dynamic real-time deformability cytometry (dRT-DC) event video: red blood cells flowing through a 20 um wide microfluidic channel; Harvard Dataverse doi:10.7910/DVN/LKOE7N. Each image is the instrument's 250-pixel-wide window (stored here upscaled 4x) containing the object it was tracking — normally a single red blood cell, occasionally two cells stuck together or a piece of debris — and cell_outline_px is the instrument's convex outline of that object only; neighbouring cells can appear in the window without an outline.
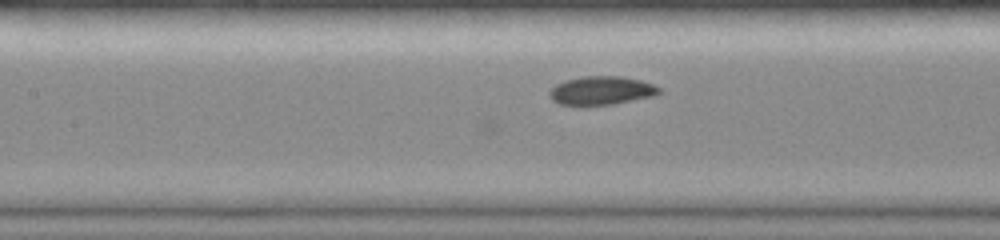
{"species": "common noctule bat (a hibernating species)", "species_latin": "Nyctalus noctula", "temperature_condition": "room temperature", "stored_images_in_passage": 35, "camera_frame_rate_fps": 3000, "um_per_image_px": 0.085, "animal": {"sex": "female", "body_mass_g": 19.0, "forearm_length_mm": 51.5}, "frame": {"image": 1, "passage_image": 8, "time_ms": 2.333, "image_size_px": [1000, 240], "cell_outline_px": [[660, 92], [652, 96], [612, 104], [560, 104], [552, 100], [548, 92], [556, 84], [564, 80], [580, 76], [620, 76], [640, 80], [652, 84], [660, 88]], "centroid_in_image_um": [51.09, 7.67], "position_along_channel_um": 156.3, "area_um2": 17.92}}
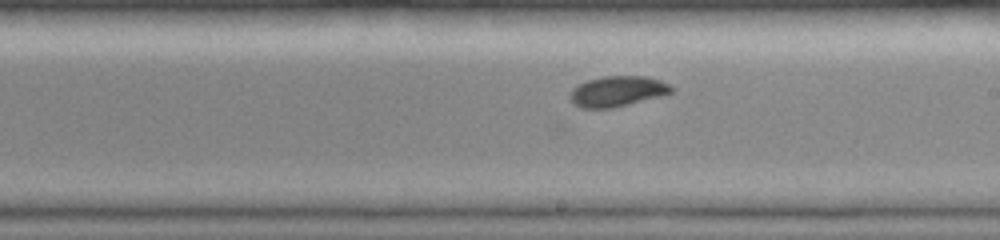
{"frame": {"image": 2, "passage_image": 14, "time_ms": 4.333, "image_size_px": [1000, 240], "cell_outline_px": [[672, 92], [660, 96], [612, 108], [580, 108], [568, 96], [572, 88], [588, 80], [604, 76], [648, 76], [660, 80], [668, 84], [672, 88]], "centroid_in_image_um": [52.46, 7.75], "position_along_channel_um": 236.5, "area_um2": 17.8}}
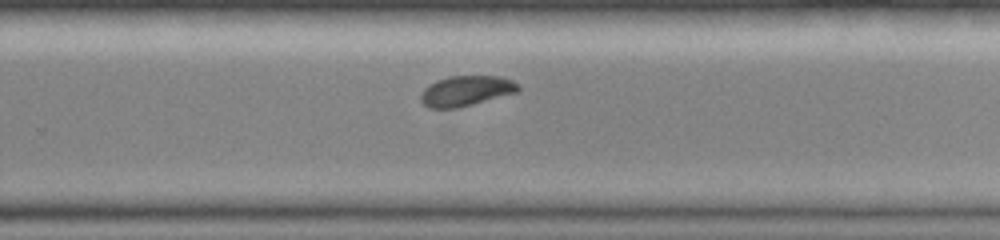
{"frame": {"image": 3, "passage_image": 18, "time_ms": 5.667, "image_size_px": [1000, 240], "cell_outline_px": [[520, 88], [516, 92], [472, 104], [456, 108], [428, 108], [420, 100], [420, 92], [428, 84], [436, 80], [448, 76], [500, 76], [512, 80]], "centroid_in_image_um": [39.55, 7.71], "position_along_channel_um": 290.3, "area_um2": 17.11}}